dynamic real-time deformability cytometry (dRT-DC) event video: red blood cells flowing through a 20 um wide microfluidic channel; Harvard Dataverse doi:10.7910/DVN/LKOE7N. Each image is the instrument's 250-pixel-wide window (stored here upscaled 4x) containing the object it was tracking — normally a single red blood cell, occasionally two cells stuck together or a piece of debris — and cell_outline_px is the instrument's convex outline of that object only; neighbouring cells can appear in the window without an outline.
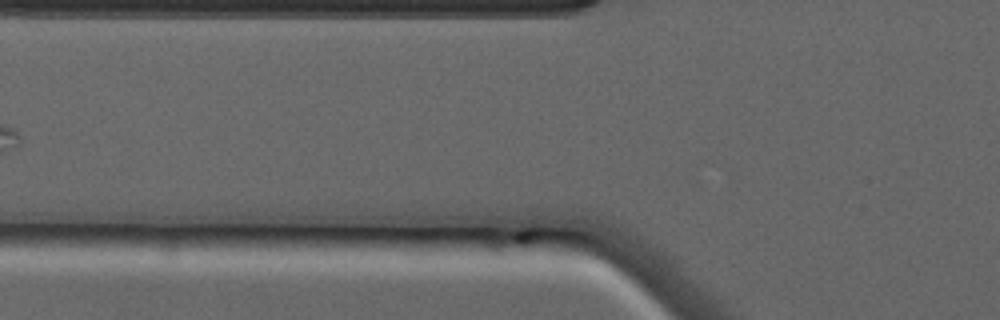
{"species": "common noctule bat (a hibernating species)", "species_latin": "Nyctalus noctula", "temperature_condition": "warm", "stored_images_in_passage": 4, "camera_frame_rate_fps": 3000, "um_per_image_px": 0.085, "animal": {"sex": "male", "forearm_length_mm": 52.5}, "frame": {"image": 1, "passage_image": 2, "time_ms": 0.333, "image_size_px": [1000, 320], "cell_outline_px": [[572, 232], [524, 244], [520, 244], [444, 232], [516, 208], [536, 208], [560, 220]], "centroid_in_image_um": [43.8, 19.28], "position_along_channel_um": 82.0, "area_um2": 19.07}}